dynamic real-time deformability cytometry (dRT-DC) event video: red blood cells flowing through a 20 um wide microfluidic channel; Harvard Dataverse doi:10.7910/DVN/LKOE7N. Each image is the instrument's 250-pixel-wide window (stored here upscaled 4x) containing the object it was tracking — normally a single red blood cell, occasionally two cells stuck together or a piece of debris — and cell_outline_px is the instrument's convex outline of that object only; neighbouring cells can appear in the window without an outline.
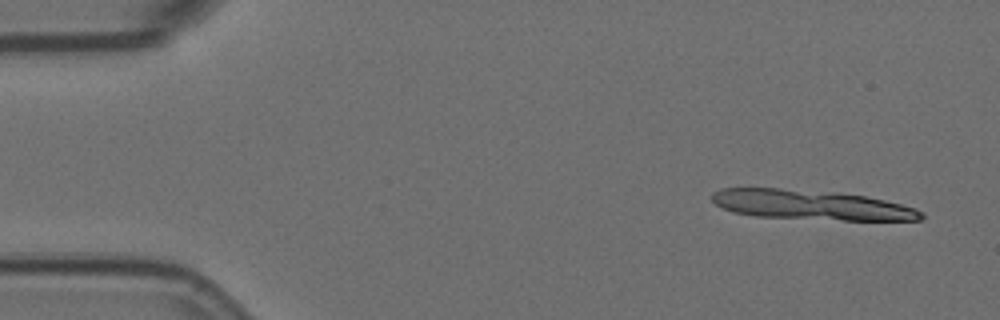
{"species": "Egyptian fruit bat (a non-hibernating species)", "species_latin": "Rousettus aegyptiacus", "temperature_condition": "room temperature", "stored_images_in_passage": 5, "segment_of_instrument_passage": [1, 2], "camera_frame_rate_fps": 3000, "um_per_image_px": 0.085, "animal": {"sex": "female"}, "frame": {"image": 1, "passage_image": 1, "time_ms": 0.0, "image_size_px": [1000, 320], "cell_outline_px": [[924, 216], [920, 220], [844, 220], [756, 216], [732, 212], [716, 204], [712, 200], [712, 192], [724, 188], [780, 188], [836, 192], [864, 196], [884, 200], [916, 208], [924, 212]], "centroid_in_image_um": [68.96, 17.41], "position_along_channel_um": 16.0, "area_um2": 36.13}}